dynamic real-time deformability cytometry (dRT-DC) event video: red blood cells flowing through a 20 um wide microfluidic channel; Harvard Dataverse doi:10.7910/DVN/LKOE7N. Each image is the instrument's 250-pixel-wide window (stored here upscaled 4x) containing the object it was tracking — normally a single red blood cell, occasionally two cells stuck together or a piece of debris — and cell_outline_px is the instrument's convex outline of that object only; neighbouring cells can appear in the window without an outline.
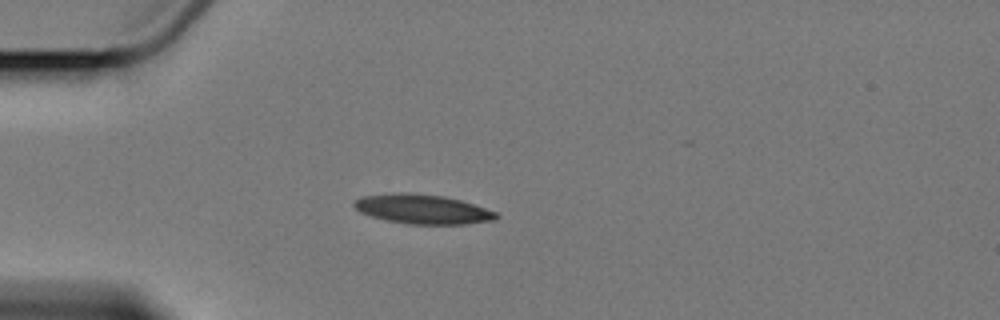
{"species": "Egyptian fruit bat (a non-hibernating species)", "species_latin": "Rousettus aegyptiacus", "temperature_condition": "cold", "stored_images_in_passage": 6, "camera_frame_rate_fps": 3000, "um_per_image_px": 0.085, "animal": {"sex": "female"}, "frame": {"image": 1, "passage_image": 1, "time_ms": 0.0, "image_size_px": [1000, 320], "cell_outline_px": [[500, 216], [496, 220], [468, 224], [408, 224], [388, 220], [372, 216], [360, 212], [352, 204], [360, 196], [396, 192], [404, 192], [440, 196], [460, 200], [496, 212]], "centroid_in_image_um": [35.91, 17.78], "position_along_channel_um": 49.1, "area_um2": 24.22}}
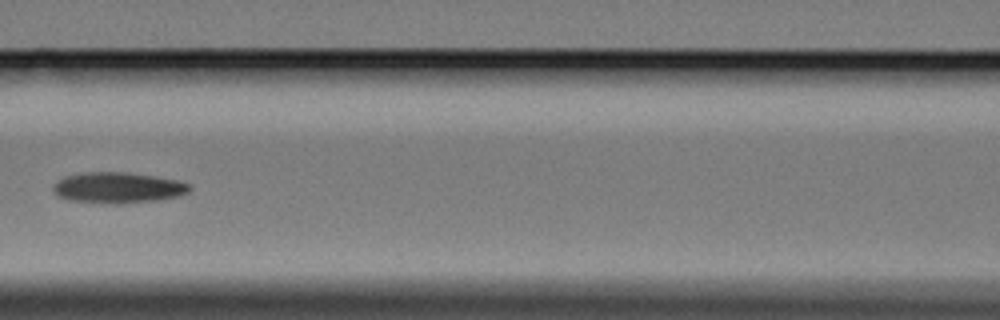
{"frame": {"image": 2, "passage_image": 4, "time_ms": 3.667, "image_size_px": [1000, 320], "cell_outline_px": [[192, 188], [188, 192], [180, 196], [156, 200], [120, 204], [116, 204], [68, 200], [60, 196], [52, 188], [64, 176], [84, 172], [128, 172], [176, 180], [188, 184]], "centroid_in_image_um": [10.05, 15.95], "position_along_channel_um": 156.6, "area_um2": 24.28}}
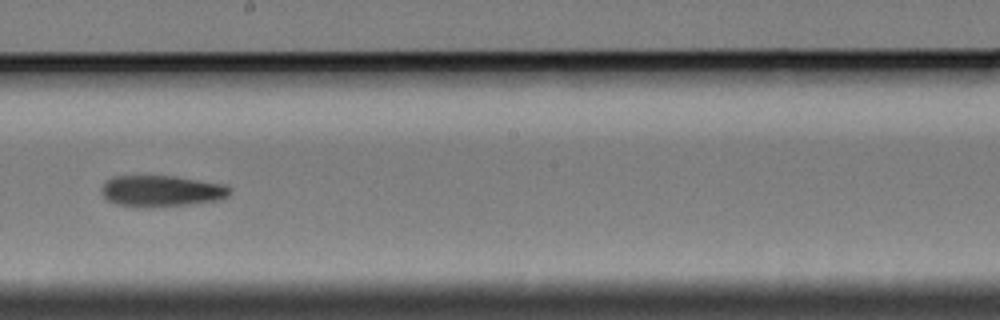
{"frame": {"image": 3, "passage_image": 6, "time_ms": 6.0, "image_size_px": [1000, 320], "cell_outline_px": [[232, 192], [228, 196], [220, 200], [188, 204], [152, 208], [116, 204], [108, 200], [100, 192], [100, 188], [112, 176], [172, 176], [224, 184], [232, 188]], "centroid_in_image_um": [13.74, 16.24], "position_along_channel_um": 234.5, "area_um2": 23.47}}